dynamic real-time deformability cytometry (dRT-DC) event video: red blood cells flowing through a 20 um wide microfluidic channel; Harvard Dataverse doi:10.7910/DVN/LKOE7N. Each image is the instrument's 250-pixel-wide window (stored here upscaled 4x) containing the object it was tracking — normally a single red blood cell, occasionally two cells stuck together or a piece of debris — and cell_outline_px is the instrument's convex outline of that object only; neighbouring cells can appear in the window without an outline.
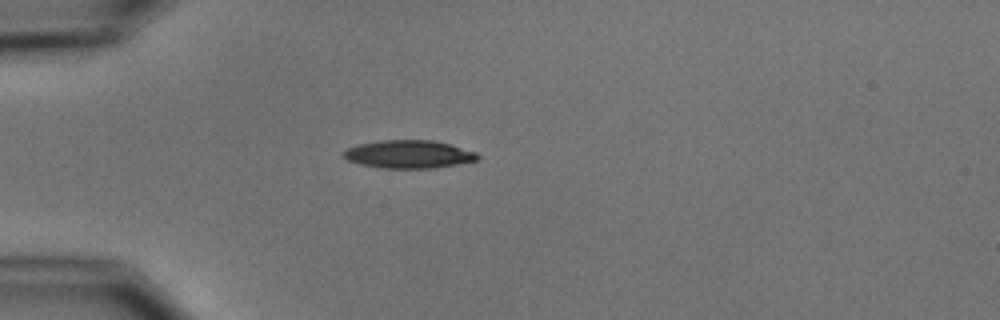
{"species": "common noctule bat (a hibernating species)", "species_latin": "Nyctalus noctula", "temperature_condition": "cold", "stored_images_in_passage": 1, "camera_frame_rate_fps": 3000, "um_per_image_px": 0.085, "animal": {"sex": "male", "body_mass_g": 15.6}, "frame": {"image": 1, "passage_image": 1, "time_ms": 0.0, "image_size_px": [1000, 320], "cell_outline_px": [[480, 156], [476, 160], [436, 168], [380, 168], [360, 164], [348, 160], [340, 156], [348, 148], [360, 144], [380, 140], [432, 140], [448, 144], [476, 152]], "centroid_in_image_um": [34.71, 13.11], "position_along_channel_um": 50.3, "area_um2": 21.73}}